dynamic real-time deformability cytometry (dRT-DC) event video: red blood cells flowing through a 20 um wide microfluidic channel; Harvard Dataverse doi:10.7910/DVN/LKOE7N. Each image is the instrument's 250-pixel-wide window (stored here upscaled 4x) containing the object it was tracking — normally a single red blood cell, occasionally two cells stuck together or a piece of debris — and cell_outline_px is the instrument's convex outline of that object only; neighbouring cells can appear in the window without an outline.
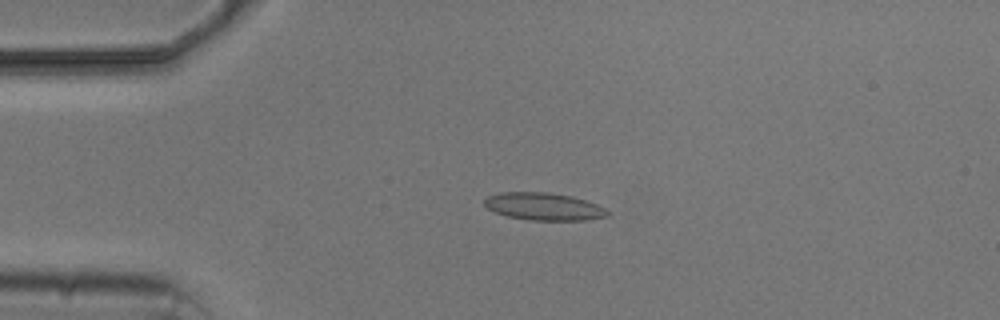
{"species": "common noctule bat (a hibernating species)", "species_latin": "Nyctalus noctula", "temperature_condition": "cold", "stored_images_in_passage": 5, "camera_frame_rate_fps": 3000, "um_per_image_px": 0.085, "animal": {"sex": "male", "body_mass_g": 20.5, "forearm_length_mm": 52.5}, "frame": {"image": 1, "passage_image": 3, "time_ms": 2.333, "image_size_px": [1000, 320], "cell_outline_px": [[608, 216], [588, 220], [532, 220], [508, 216], [496, 212], [488, 208], [484, 204], [484, 200], [488, 196], [500, 192], [548, 192], [572, 196], [596, 204], [604, 208], [608, 212]], "centroid_in_image_um": [46.22, 17.55], "position_along_channel_um": 38.8, "area_um2": 19.54}}
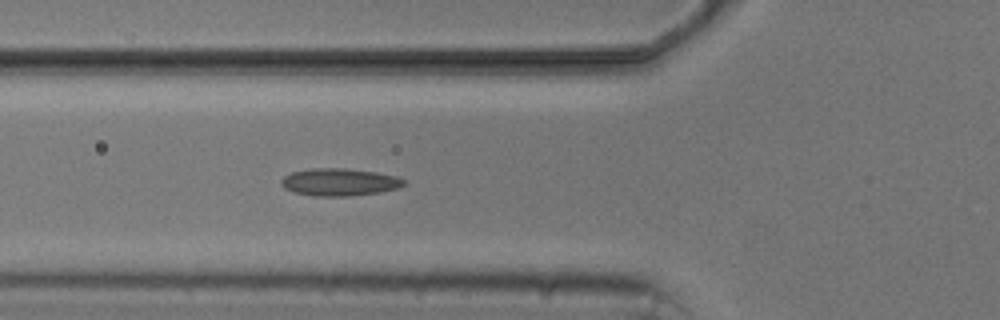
{"frame": {"image": 2, "passage_image": 5, "time_ms": 4.667, "image_size_px": [1000, 320], "cell_outline_px": [[404, 184], [400, 188], [380, 192], [348, 196], [312, 196], [292, 192], [284, 188], [280, 184], [280, 180], [284, 176], [292, 172], [312, 168], [344, 168], [376, 172], [396, 176], [404, 180]], "centroid_in_image_um": [28.82, 15.48], "position_along_channel_um": 97.0, "area_um2": 19.71}}